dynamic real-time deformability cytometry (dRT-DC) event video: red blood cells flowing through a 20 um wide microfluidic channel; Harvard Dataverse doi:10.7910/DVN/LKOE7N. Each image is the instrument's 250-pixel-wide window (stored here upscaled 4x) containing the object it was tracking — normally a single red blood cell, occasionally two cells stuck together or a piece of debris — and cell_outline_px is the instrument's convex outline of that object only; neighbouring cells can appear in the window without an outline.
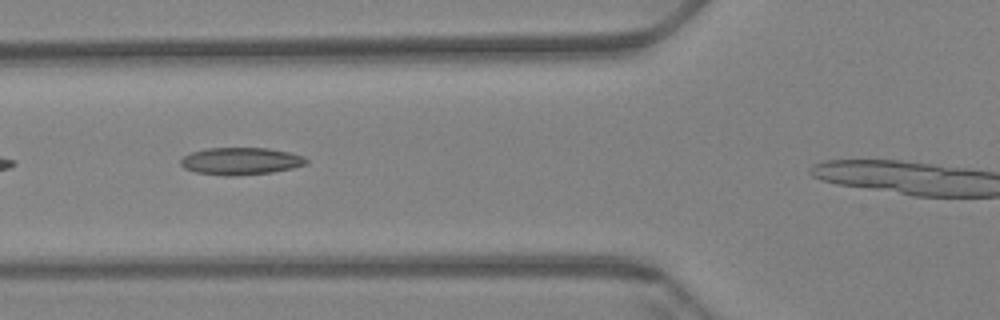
{"species": "Egyptian fruit bat (a non-hibernating species)", "species_latin": "Rousettus aegyptiacus", "temperature_condition": "warm", "stored_images_in_passage": 32, "camera_frame_rate_fps": 3000, "um_per_image_px": 0.085, "animal": {"sex": "female"}, "frame": {"image": 1, "passage_image": 6, "time_ms": 1.667, "image_size_px": [1000, 320], "cell_outline_px": [[308, 164], [292, 168], [272, 172], [236, 176], [224, 176], [196, 172], [184, 168], [180, 164], [180, 160], [184, 156], [192, 152], [208, 148], [268, 148], [288, 152], [304, 156], [308, 160]], "centroid_in_image_um": [20.47, 13.7], "position_along_channel_um": 105.3, "area_um2": 20.0}}
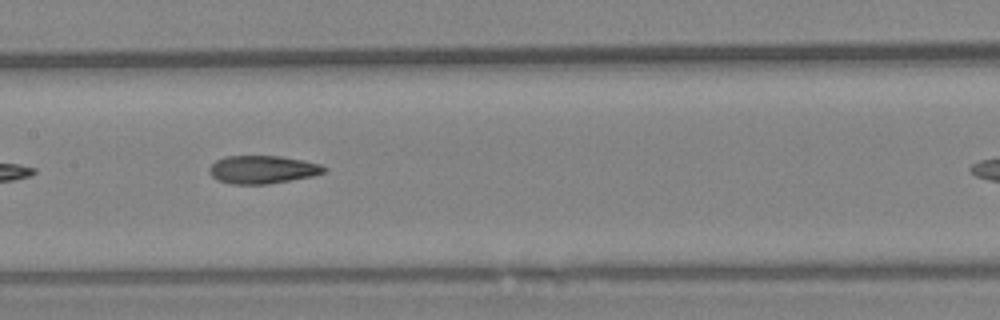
{"frame": {"image": 2, "passage_image": 13, "time_ms": 4.0, "image_size_px": [1000, 320], "cell_outline_px": [[328, 168], [324, 172], [312, 176], [268, 184], [232, 184], [216, 180], [208, 172], [208, 168], [216, 160], [224, 156], [280, 156], [304, 160], [320, 164]], "centroid_in_image_um": [22.29, 14.41], "position_along_channel_um": 185.1, "area_um2": 18.84}}
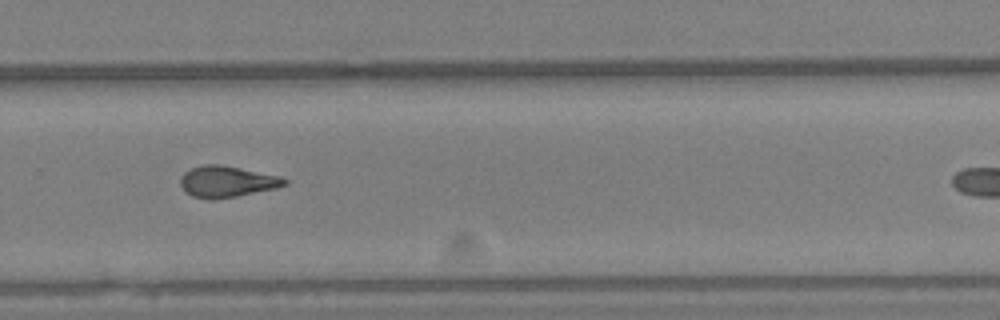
{"frame": {"image": 3, "passage_image": 24, "time_ms": 7.667, "image_size_px": [1000, 320], "cell_outline_px": [[288, 184], [276, 188], [236, 196], [212, 200], [208, 200], [192, 196], [180, 184], [180, 176], [184, 172], [192, 168], [204, 164], [220, 164], [280, 176], [288, 180]], "centroid_in_image_um": [19.29, 15.43], "position_along_channel_um": 310.5, "area_um2": 18.9}}